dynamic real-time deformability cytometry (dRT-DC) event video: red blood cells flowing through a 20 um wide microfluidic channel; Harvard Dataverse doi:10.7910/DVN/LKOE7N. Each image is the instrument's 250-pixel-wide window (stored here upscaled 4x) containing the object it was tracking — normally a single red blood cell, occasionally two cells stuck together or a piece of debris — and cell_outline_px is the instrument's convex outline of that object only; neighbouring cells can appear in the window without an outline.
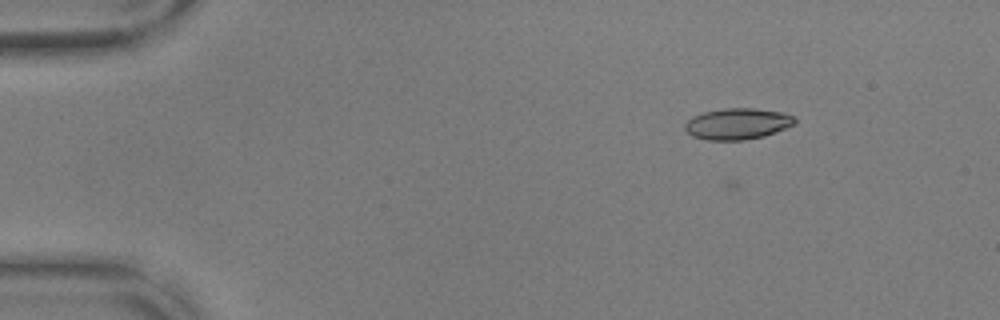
{"species": "common noctule bat (a hibernating species)", "species_latin": "Nyctalus noctula", "temperature_condition": "warm", "stored_images_in_passage": 12, "camera_frame_rate_fps": 3000, "um_per_image_px": 0.085, "animal": {"sex": "male", "body_mass_g": 17.9, "forearm_length_mm": 54.2}, "frame": {"image": 1, "passage_image": 3, "time_ms": 0.667, "image_size_px": [1000, 320], "cell_outline_px": [[796, 124], [776, 132], [764, 136], [744, 140], [704, 140], [692, 136], [684, 128], [684, 124], [692, 116], [704, 112], [724, 108], [752, 108], [784, 112], [792, 116], [796, 120]], "centroid_in_image_um": [62.68, 10.52], "position_along_channel_um": 22.3, "area_um2": 20.11}}